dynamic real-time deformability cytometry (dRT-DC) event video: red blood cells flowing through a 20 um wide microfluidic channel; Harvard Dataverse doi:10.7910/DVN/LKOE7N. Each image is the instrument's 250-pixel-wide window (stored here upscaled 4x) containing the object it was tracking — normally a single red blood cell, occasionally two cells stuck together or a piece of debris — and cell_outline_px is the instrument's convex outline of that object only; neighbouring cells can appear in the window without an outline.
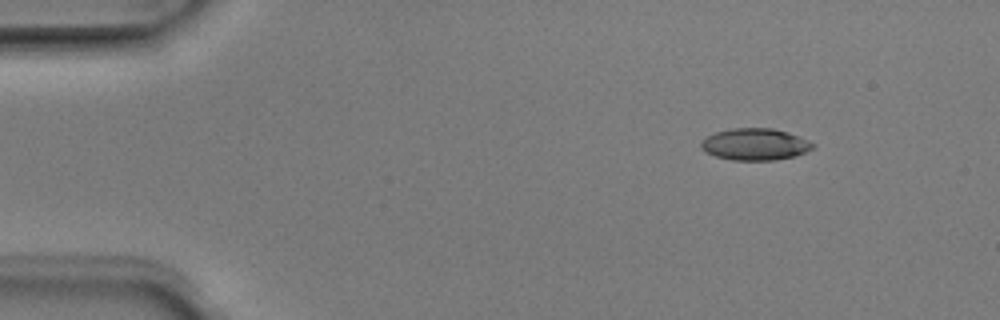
{"species": "Egyptian fruit bat (a non-hibernating species)", "species_latin": "Rousettus aegyptiacus", "temperature_condition": "room temperature", "stored_images_in_passage": 5, "camera_frame_rate_fps": 3000, "um_per_image_px": 0.085, "animal": {"sex": "male"}, "frame": {"image": 1, "passage_image": 1, "time_ms": 0.0, "image_size_px": [1000, 320], "cell_outline_px": [[816, 148], [796, 156], [772, 160], [732, 160], [716, 156], [700, 148], [700, 140], [716, 132], [732, 128], [772, 128], [788, 132], [808, 140], [816, 144]], "centroid_in_image_um": [64.21, 12.26], "position_along_channel_um": 20.8, "area_um2": 20.81}}
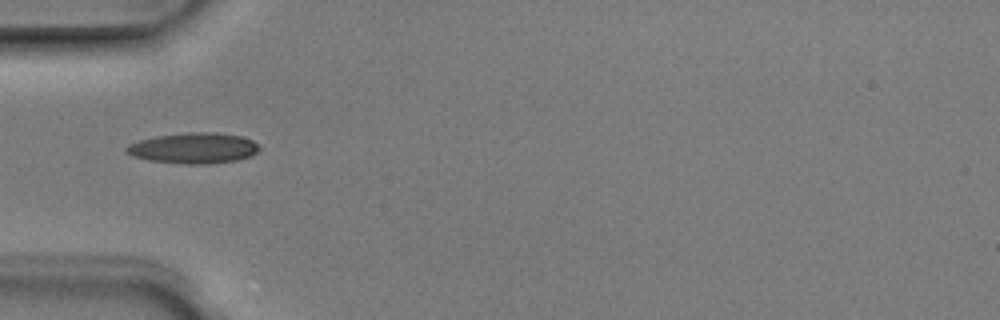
{"frame": {"image": 2, "passage_image": 4, "time_ms": 1.0, "image_size_px": [1000, 320], "cell_outline_px": [[260, 148], [256, 152], [248, 156], [236, 160], [212, 164], [184, 164], [148, 160], [132, 156], [124, 148], [128, 144], [140, 140], [156, 136], [188, 132], [212, 132], [244, 136], [252, 140]], "centroid_in_image_um": [16.44, 12.59], "position_along_channel_um": 68.6, "area_um2": 23.76}}
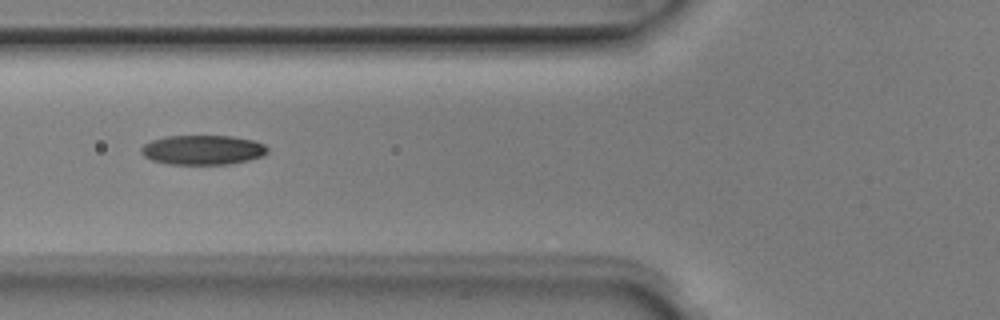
{"frame": {"image": 3, "passage_image": 5, "time_ms": 1.333, "image_size_px": [1000, 320], "cell_outline_px": [[268, 152], [264, 156], [248, 160], [228, 164], [168, 164], [152, 160], [144, 156], [140, 152], [140, 148], [144, 144], [152, 140], [168, 136], [232, 136], [256, 140], [264, 144], [268, 148]], "centroid_in_image_um": [17.26, 12.74], "position_along_channel_um": 108.5, "area_um2": 21.91}}